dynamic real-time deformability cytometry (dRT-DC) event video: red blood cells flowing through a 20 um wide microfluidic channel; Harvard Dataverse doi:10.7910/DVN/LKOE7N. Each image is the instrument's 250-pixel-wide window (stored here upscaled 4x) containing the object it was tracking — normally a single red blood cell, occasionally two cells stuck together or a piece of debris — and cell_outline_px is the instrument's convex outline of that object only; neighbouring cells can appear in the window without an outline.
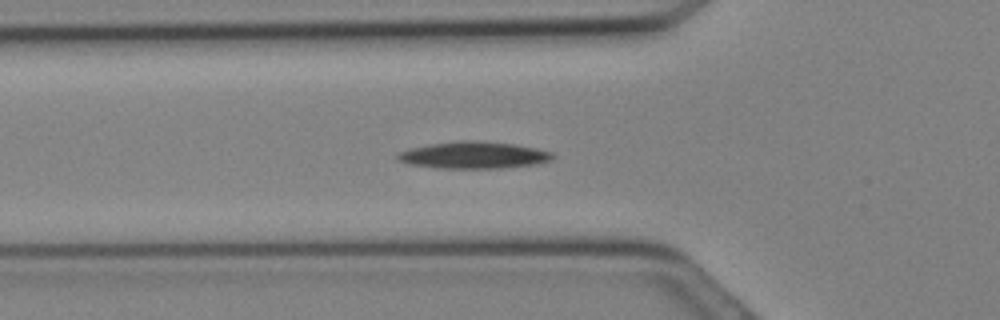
{"species": "Egyptian fruit bat (a non-hibernating species)", "species_latin": "Rousettus aegyptiacus", "temperature_condition": "cold", "stored_images_in_passage": 18, "camera_frame_rate_fps": 3000, "um_per_image_px": 0.085, "animal": {"sex": "female"}, "frame": {"image": 1, "passage_image": 8, "time_ms": 2.333, "image_size_px": [1000, 320], "cell_outline_px": [[556, 156], [552, 160], [540, 164], [504, 168], [436, 168], [412, 164], [396, 160], [396, 152], [408, 148], [428, 144], [460, 140], [476, 140], [516, 144], [536, 148], [552, 152]], "centroid_in_image_um": [40.28, 13.18], "position_along_channel_um": 85.5, "area_um2": 24.8}}
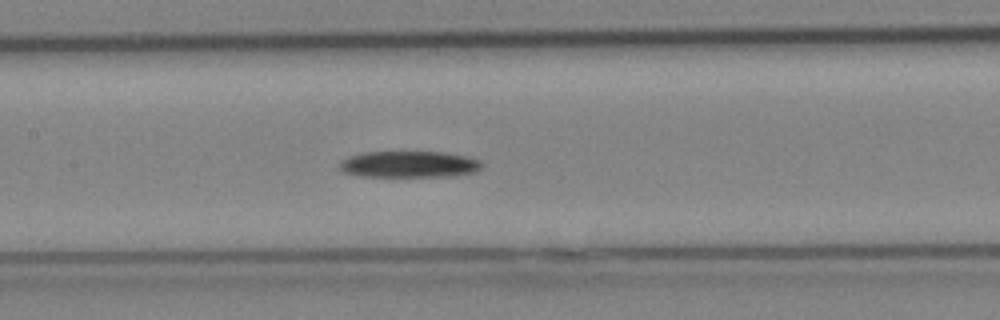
{"frame": {"image": 2, "passage_image": 12, "time_ms": 3.667, "image_size_px": [1000, 320], "cell_outline_px": [[484, 164], [476, 172], [444, 176], [364, 176], [344, 172], [340, 168], [340, 160], [348, 156], [364, 152], [444, 152], [468, 156], [480, 160]], "centroid_in_image_um": [34.79, 13.95], "position_along_channel_um": 172.6, "area_um2": 21.85}}
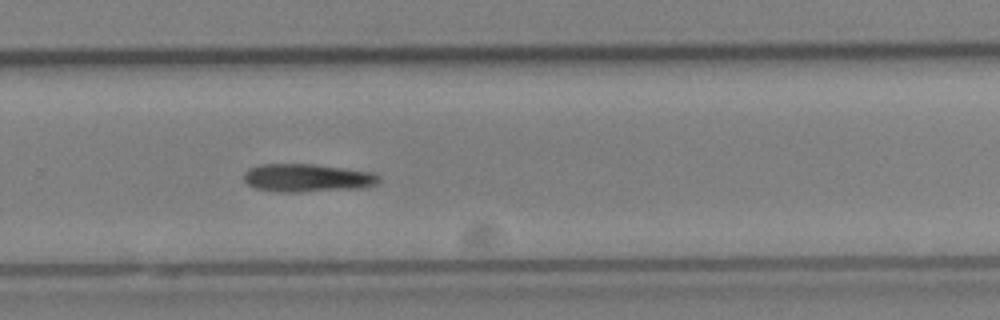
{"frame": {"image": 3, "passage_image": 18, "time_ms": 5.667, "image_size_px": [1000, 320], "cell_outline_px": [[380, 184], [368, 188], [300, 192], [276, 192], [256, 188], [248, 184], [244, 180], [244, 172], [248, 168], [260, 164], [316, 164], [372, 172], [380, 176]], "centroid_in_image_um": [26.17, 15.13], "position_along_channel_um": 303.6, "area_um2": 22.54}}